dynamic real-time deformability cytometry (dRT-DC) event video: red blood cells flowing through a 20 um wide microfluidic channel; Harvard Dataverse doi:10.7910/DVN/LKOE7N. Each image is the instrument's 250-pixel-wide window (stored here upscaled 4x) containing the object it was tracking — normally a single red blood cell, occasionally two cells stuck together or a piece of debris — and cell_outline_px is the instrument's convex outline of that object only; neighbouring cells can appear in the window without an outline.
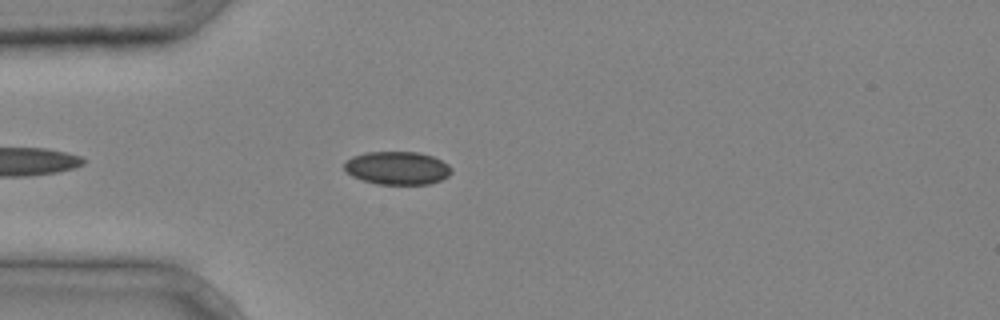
{"species": "common noctule bat (a hibernating species)", "species_latin": "Nyctalus noctula", "temperature_condition": "cold", "stored_images_in_passage": 8, "camera_frame_rate_fps": 3000, "um_per_image_px": 0.085, "animal": {"sex": "male", "body_mass_g": 20.4}, "frame": {"image": 1, "passage_image": 4, "time_ms": 1.0, "image_size_px": [1000, 320], "cell_outline_px": [[452, 172], [448, 176], [440, 180], [428, 184], [376, 184], [352, 176], [344, 172], [344, 164], [352, 156], [364, 152], [416, 152], [432, 156], [448, 164], [452, 168]], "centroid_in_image_um": [33.75, 14.28], "position_along_channel_um": 51.2, "area_um2": 20.69}}